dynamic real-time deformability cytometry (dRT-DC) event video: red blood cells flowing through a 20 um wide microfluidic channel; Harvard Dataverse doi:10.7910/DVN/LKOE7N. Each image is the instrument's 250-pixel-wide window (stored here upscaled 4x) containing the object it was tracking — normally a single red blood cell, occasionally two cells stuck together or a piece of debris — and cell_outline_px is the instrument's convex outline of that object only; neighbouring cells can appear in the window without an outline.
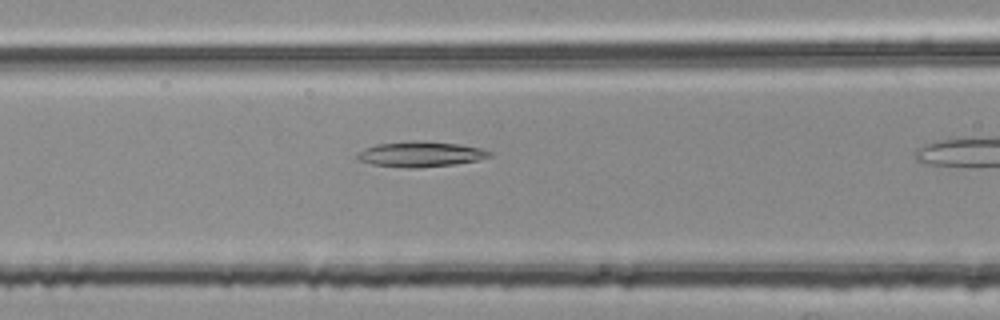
{"species": "common noctule bat (a hibernating species)", "species_latin": "Nyctalus noctula", "temperature_condition": "room temperature", "stored_images_in_passage": 9, "camera_frame_rate_fps": 3000, "um_per_image_px": 0.085, "animal": {"sex": "female", "body_mass_g": 25.1}, "frame": {"image": 1, "passage_image": 8, "time_ms": 2.333, "image_size_px": [1000, 320], "cell_outline_px": [[492, 156], [476, 160], [456, 164], [420, 168], [408, 168], [372, 164], [356, 160], [356, 152], [364, 148], [376, 144], [412, 140], [460, 144], [480, 148], [492, 152]], "centroid_in_image_um": [35.7, 13.1], "position_along_channel_um": 130.9, "area_um2": 19.71}}